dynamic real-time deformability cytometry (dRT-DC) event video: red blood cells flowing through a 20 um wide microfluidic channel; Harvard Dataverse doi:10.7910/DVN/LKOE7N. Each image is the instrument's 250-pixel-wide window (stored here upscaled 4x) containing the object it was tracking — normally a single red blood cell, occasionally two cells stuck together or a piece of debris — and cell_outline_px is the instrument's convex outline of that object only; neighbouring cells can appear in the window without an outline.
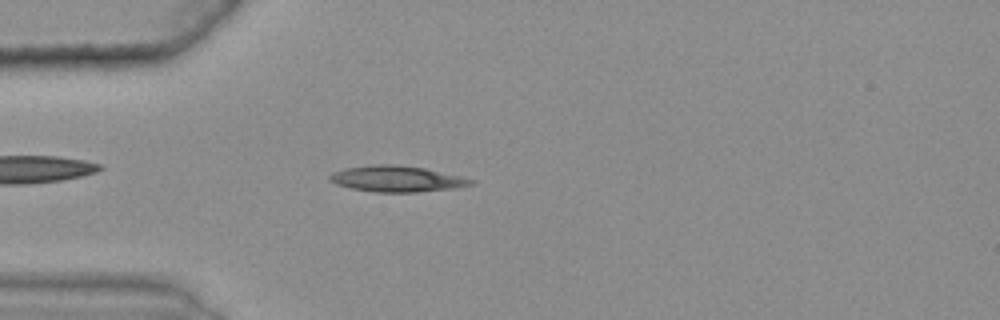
{"species": "common noctule bat (a hibernating species)", "species_latin": "Nyctalus noctula", "temperature_condition": "warm", "stored_images_in_passage": 38, "camera_frame_rate_fps": 3000, "um_per_image_px": 0.085, "animal": {"sex": "female", "body_mass_g": 25.1}, "frame": {"image": 1, "passage_image": 8, "time_ms": 2.333, "image_size_px": [1000, 320], "cell_outline_px": [[476, 180], [472, 184], [456, 188], [416, 192], [372, 192], [352, 188], [336, 184], [328, 180], [328, 176], [332, 172], [344, 168], [376, 164], [392, 164], [424, 168], [460, 176]], "centroid_in_image_um": [33.69, 15.2], "position_along_channel_um": 51.3, "area_um2": 21.39}}
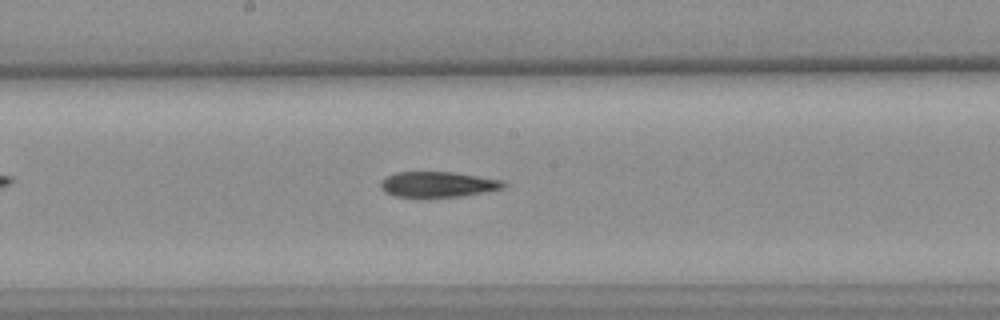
{"frame": {"image": 2, "passage_image": 22, "time_ms": 7.0, "image_size_px": [1000, 320], "cell_outline_px": [[508, 184], [504, 188], [460, 196], [396, 196], [380, 188], [380, 180], [396, 172], [452, 172], [504, 180]], "centroid_in_image_um": [37.25, 15.65], "position_along_channel_um": 211.0, "area_um2": 17.92}}
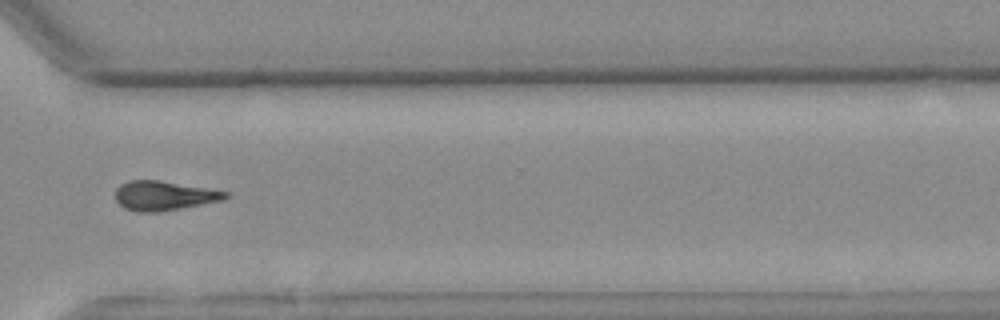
{"frame": {"image": 3, "passage_image": 34, "time_ms": 11.0, "image_size_px": [1000, 320], "cell_outline_px": [[228, 196], [224, 200], [160, 212], [136, 212], [124, 208], [116, 200], [116, 188], [120, 184], [128, 180], [160, 180], [208, 188], [228, 192]], "centroid_in_image_um": [13.92, 16.63], "position_along_channel_um": 356.7, "area_um2": 18.96}}